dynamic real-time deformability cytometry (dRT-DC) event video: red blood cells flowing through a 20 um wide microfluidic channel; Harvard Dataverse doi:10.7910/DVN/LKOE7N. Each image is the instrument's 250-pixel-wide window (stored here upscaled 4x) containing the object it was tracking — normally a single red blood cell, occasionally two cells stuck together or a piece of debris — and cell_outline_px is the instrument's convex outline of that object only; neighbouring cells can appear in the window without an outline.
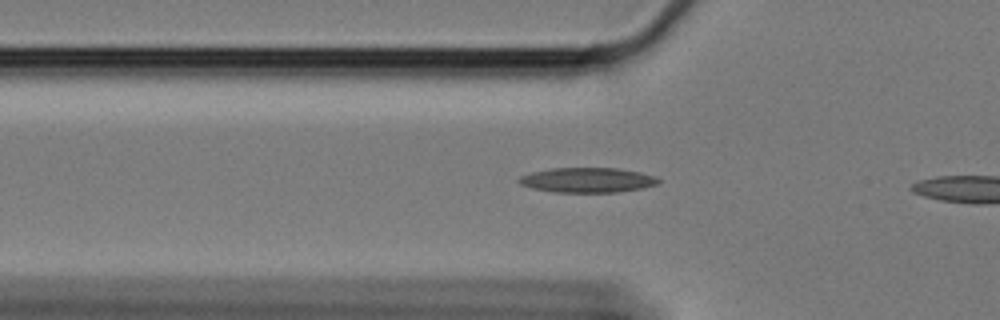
{"species": "Egyptian fruit bat (a non-hibernating species)", "species_latin": "Rousettus aegyptiacus", "temperature_condition": "cold", "stored_images_in_passage": 6, "camera_frame_rate_fps": 3000, "um_per_image_px": 0.085, "animal": {"sex": "female"}, "frame": {"image": 1, "passage_image": 4, "time_ms": 1.0, "image_size_px": [1000, 320], "cell_outline_px": [[660, 184], [644, 188], [616, 192], [552, 192], [532, 188], [520, 184], [516, 180], [520, 176], [532, 172], [552, 168], [616, 168], [640, 172], [656, 176], [660, 180]], "centroid_in_image_um": [49.95, 15.31], "position_along_channel_um": 75.9, "area_um2": 20.35}}